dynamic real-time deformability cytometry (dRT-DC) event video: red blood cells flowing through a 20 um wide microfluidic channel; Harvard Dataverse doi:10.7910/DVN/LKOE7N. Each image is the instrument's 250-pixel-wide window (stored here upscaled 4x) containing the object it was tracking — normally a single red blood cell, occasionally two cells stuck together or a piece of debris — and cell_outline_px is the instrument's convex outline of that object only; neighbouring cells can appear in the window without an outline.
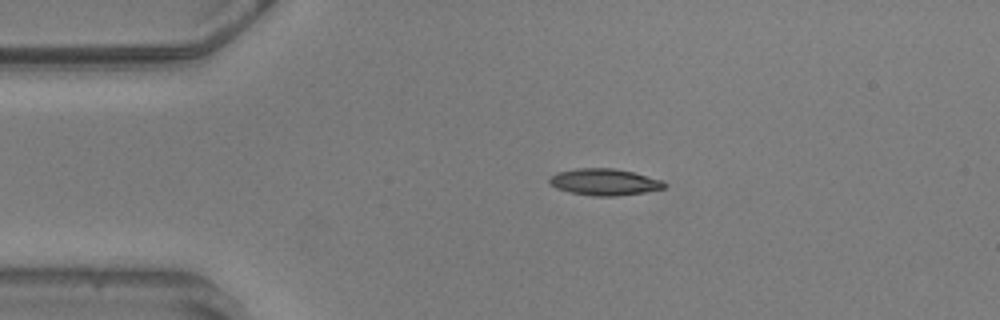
{"species": "common noctule bat (a hibernating species)", "species_latin": "Nyctalus noctula", "temperature_condition": "warm", "stored_images_in_passage": 46, "camera_frame_rate_fps": 3000, "um_per_image_px": 0.085, "animal": {"sex": "male", "body_mass_g": 20.5, "forearm_length_mm": 52.5}, "frame": {"image": 1, "passage_image": 1, "time_ms": 0.0, "image_size_px": [1000, 320], "cell_outline_px": [[668, 184], [664, 188], [644, 192], [616, 196], [592, 196], [568, 192], [556, 188], [548, 180], [556, 172], [576, 168], [612, 168], [632, 172], [664, 180]], "centroid_in_image_um": [51.38, 15.47], "position_along_channel_um": 33.6, "area_um2": 17.86}}
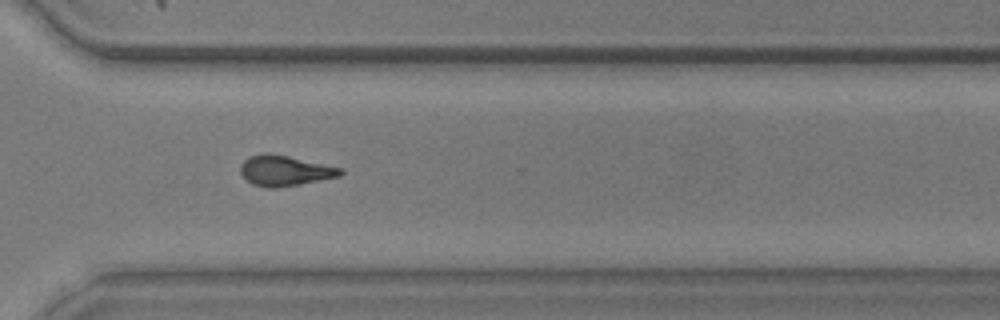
{"frame": {"image": 2, "passage_image": 30, "time_ms": 9.667, "image_size_px": [1000, 320], "cell_outline_px": [[344, 172], [340, 176], [300, 184], [276, 188], [268, 188], [252, 184], [240, 172], [240, 164], [248, 156], [264, 152], [268, 152], [288, 156], [344, 168]], "centroid_in_image_um": [24.21, 14.49], "position_along_channel_um": 346.4, "area_um2": 17.86}}
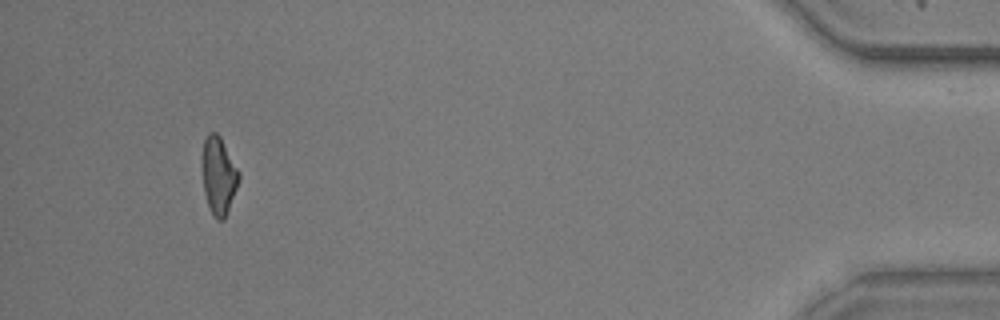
{"frame": {"image": 3, "passage_image": 42, "time_ms": 13.667, "image_size_px": [1000, 320], "cell_outline_px": [[240, 176], [236, 188], [224, 220], [216, 220], [208, 204], [204, 192], [200, 164], [200, 160], [204, 140], [208, 132], [216, 132], [220, 136], [240, 172]], "centroid_in_image_um": [18.55, 14.87], "position_along_channel_um": 416.7, "area_um2": 16.76}, "authors_computed_cell_mechanics": {"area_um2": 17.1088, "velocity_mm_per_s": 3.601, "shape_relaxation_time_tau1_ms": 4.0076, "shape_relaxation_time_tau2_ms": 2.6626, "deformation_change_tau1": 0.1493, "deformation_change_tau2": 0.1081}}